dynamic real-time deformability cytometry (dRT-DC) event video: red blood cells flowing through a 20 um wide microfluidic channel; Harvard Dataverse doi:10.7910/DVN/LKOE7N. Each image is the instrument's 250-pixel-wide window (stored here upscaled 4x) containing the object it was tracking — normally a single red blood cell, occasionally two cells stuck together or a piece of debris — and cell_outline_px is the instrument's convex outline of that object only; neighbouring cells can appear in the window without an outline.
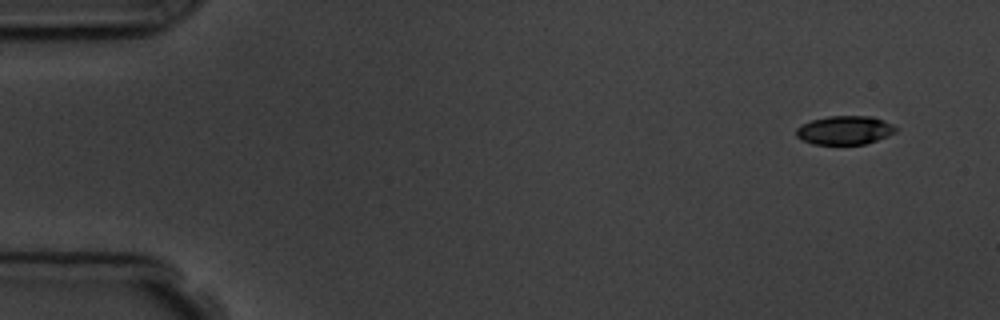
{"species": "common noctule bat (a hibernating species)", "species_latin": "Nyctalus noctula", "temperature_condition": "room temperature", "stored_images_in_passage": 7, "camera_frame_rate_fps": 3000, "um_per_image_px": 0.085, "animal": {"sex": "male", "body_mass_g": 19.5, "forearm_length_mm": 54.6}, "frame": {"image": 1, "passage_image": 1, "time_ms": 0.0, "image_size_px": [1000, 320], "cell_outline_px": [[896, 132], [888, 136], [864, 144], [812, 144], [796, 136], [796, 128], [800, 124], [812, 120], [828, 116], [872, 116], [892, 124], [896, 128]], "centroid_in_image_um": [71.78, 11.06], "position_along_channel_um": 13.2, "area_um2": 16.59}}
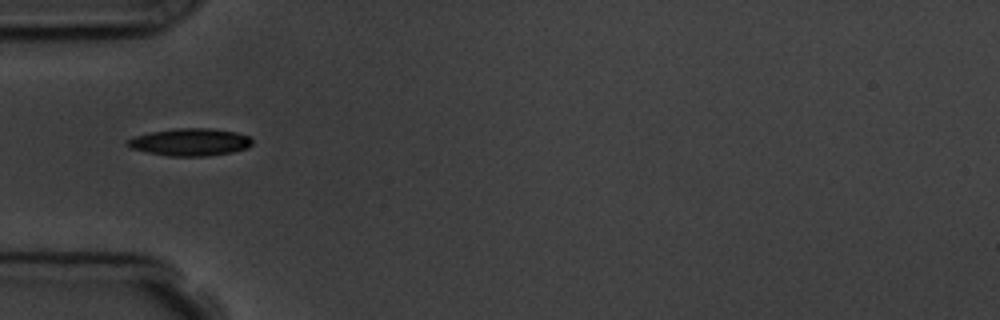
{"frame": {"image": 2, "passage_image": 5, "time_ms": 4.667, "image_size_px": [1000, 320], "cell_outline_px": [[252, 144], [248, 148], [232, 152], [208, 156], [168, 156], [148, 152], [132, 148], [124, 144], [124, 140], [132, 136], [152, 132], [176, 128], [208, 128], [236, 132], [248, 136], [252, 140]], "centroid_in_image_um": [16.13, 12.08], "position_along_channel_um": 68.9, "area_um2": 20.0}}